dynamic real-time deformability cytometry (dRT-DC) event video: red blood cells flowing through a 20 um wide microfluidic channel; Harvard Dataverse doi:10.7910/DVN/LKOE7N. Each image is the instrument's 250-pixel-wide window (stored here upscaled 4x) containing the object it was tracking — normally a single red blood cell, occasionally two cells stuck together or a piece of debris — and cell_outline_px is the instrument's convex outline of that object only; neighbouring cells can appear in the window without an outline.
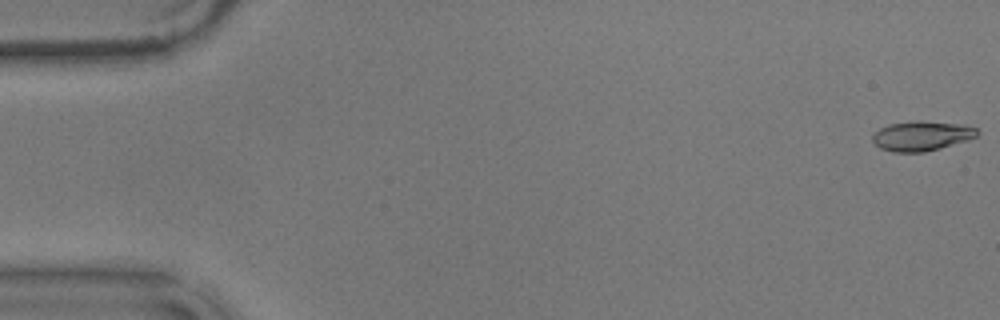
{"species": "common noctule bat (a hibernating species)", "species_latin": "Nyctalus noctula", "temperature_condition": "warm", "stored_images_in_passage": 56, "camera_frame_rate_fps": 3000, "um_per_image_px": 0.085, "animal": {"sex": "male", "body_mass_g": 17.9}, "frame": {"image": 1, "passage_image": 1, "time_ms": 0.0, "image_size_px": [1000, 320], "cell_outline_px": [[980, 132], [976, 136], [968, 140], [940, 148], [924, 152], [892, 152], [880, 148], [872, 140], [872, 136], [880, 128], [888, 124], [916, 120], [920, 120], [960, 124], [976, 128]], "centroid_in_image_um": [78.33, 11.54], "position_along_channel_um": 6.7, "area_um2": 18.15}}
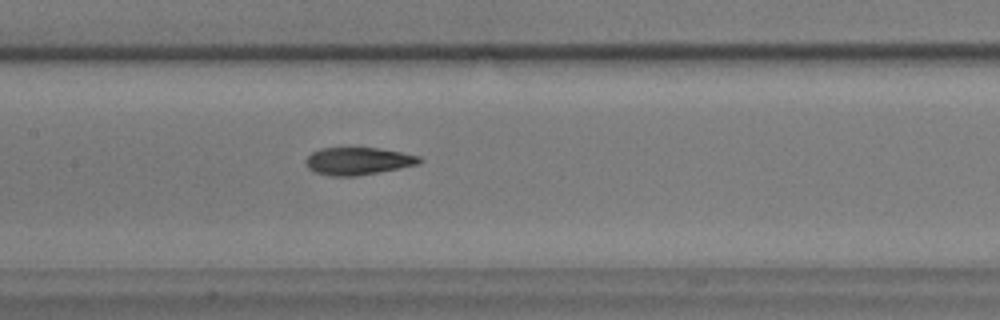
{"frame": {"image": 2, "passage_image": 27, "time_ms": 8.667, "image_size_px": [1000, 320], "cell_outline_px": [[424, 160], [420, 164], [400, 168], [356, 176], [332, 176], [316, 172], [308, 168], [304, 160], [312, 152], [320, 148], [380, 148], [420, 156]], "centroid_in_image_um": [30.45, 13.69], "position_along_channel_um": 176.9, "area_um2": 18.21}}
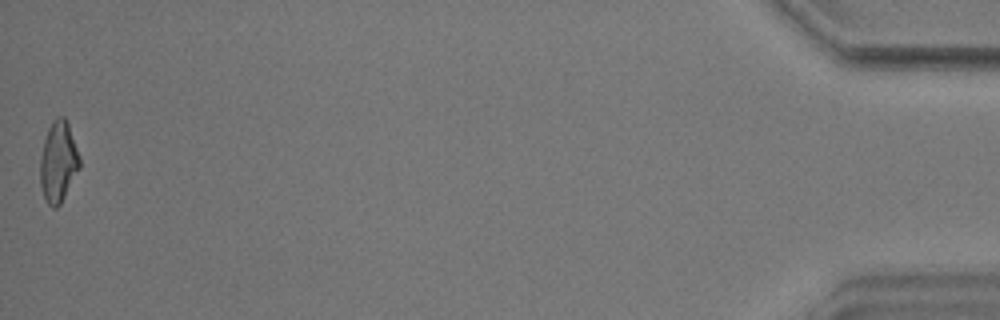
{"frame": {"image": 3, "passage_image": 56, "time_ms": 18.333, "image_size_px": [1000, 320], "cell_outline_px": [[80, 168], [60, 204], [56, 208], [52, 208], [48, 204], [44, 196], [40, 184], [40, 156], [44, 140], [48, 128], [56, 116], [64, 116], [68, 124], [80, 156]], "centroid_in_image_um": [4.95, 13.75], "position_along_channel_um": 430.2, "area_um2": 18.55}, "authors_computed_cell_mechanics": {"area_um2": 18.2648, "velocity_mm_per_s": 3.6158, "shape_relaxation_time_tau1_ms": 6.1212, "shape_relaxation_time_tau2_ms": 1.6657, "deformation_change_tau1": 0.2091, "deformation_change_tau2": 0.0855}}